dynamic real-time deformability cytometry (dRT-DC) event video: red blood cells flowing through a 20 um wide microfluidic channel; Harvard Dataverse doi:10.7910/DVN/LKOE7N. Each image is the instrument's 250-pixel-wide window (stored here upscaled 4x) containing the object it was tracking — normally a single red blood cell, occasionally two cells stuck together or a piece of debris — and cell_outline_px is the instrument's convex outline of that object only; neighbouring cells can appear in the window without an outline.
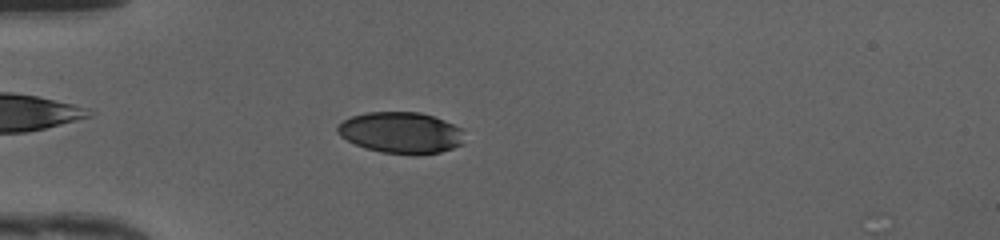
{"species": "human", "species_latin": "Homo sapiens", "temperature_condition": "cold", "stored_images_in_passage": 48, "camera_frame_rate_fps": 3000, "um_per_image_px": 0.085, "donor": {"sex": "female"}, "frame": {"image": 1, "passage_image": 14, "time_ms": 4.333, "image_size_px": [1000, 240], "cell_outline_px": [[464, 144], [440, 152], [416, 156], [412, 156], [380, 152], [364, 148], [340, 136], [336, 132], [336, 124], [352, 116], [368, 112], [420, 112], [444, 120], [460, 128]], "centroid_in_image_um": [34.05, 11.3], "position_along_channel_um": 50.9, "area_um2": 30.81}}
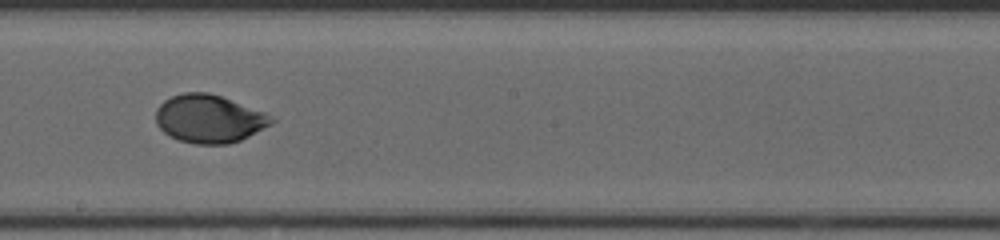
{"frame": {"image": 2, "passage_image": 28, "time_ms": 9.0, "image_size_px": [1000, 240], "cell_outline_px": [[276, 120], [272, 124], [240, 140], [228, 144], [196, 144], [180, 140], [168, 136], [156, 124], [156, 108], [164, 100], [172, 96], [184, 92], [208, 92], [220, 96], [264, 112]], "centroid_in_image_um": [17.74, 10.1], "position_along_channel_um": 230.5, "area_um2": 32.25}}
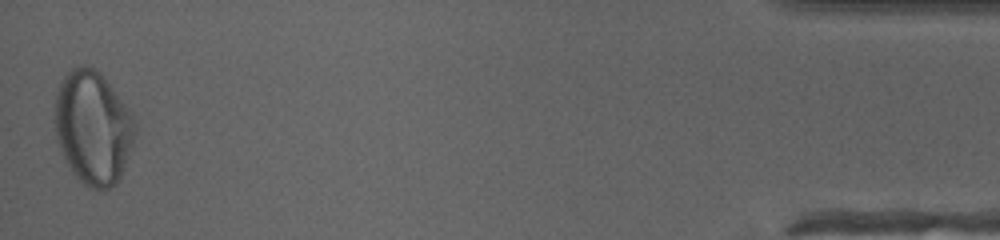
{"frame": {"image": 3, "passage_image": 48, "time_ms": 15.667, "image_size_px": [1000, 240], "cell_outline_px": [[136, 132], [132, 148], [120, 176], [116, 184], [108, 188], [92, 188], [84, 184], [72, 172], [60, 148], [56, 136], [52, 120], [56, 92], [64, 76], [76, 64], [88, 64], [100, 72], [128, 108], [136, 124]], "centroid_in_image_um": [7.88, 10.8], "position_along_channel_um": 427.3, "area_um2": 53.29}, "authors_computed_cell_mechanics": {"area_um2": 32.1368, "velocity_mm_per_s": 4.198, "shape_relaxation_time_tau1_ms": 2.8024, "shape_relaxation_time_tau2_ms": null, "deformation_change_tau1": 0.1315, "deformation_change_tau2": null}}